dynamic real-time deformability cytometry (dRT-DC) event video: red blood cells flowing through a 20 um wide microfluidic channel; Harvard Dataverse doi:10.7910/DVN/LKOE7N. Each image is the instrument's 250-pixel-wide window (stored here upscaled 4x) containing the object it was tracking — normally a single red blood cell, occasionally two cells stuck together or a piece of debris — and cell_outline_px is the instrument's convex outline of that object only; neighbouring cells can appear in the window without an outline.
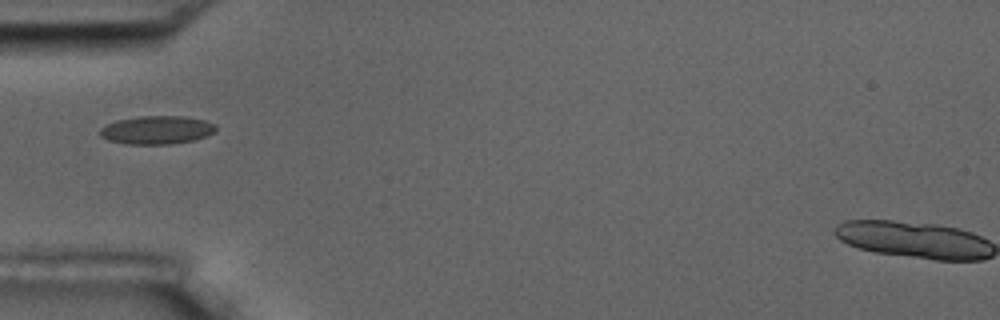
{"species": "common noctule bat (a hibernating species)", "species_latin": "Nyctalus noctula", "temperature_condition": "room temperature", "stored_images_in_passage": 16, "camera_frame_rate_fps": 3000, "um_per_image_px": 0.085, "animal": {"sex": "male", "body_mass_g": 17.5, "forearm_length_mm": 52.3}, "frame": {"image": 1, "passage_image": 5, "time_ms": 5.667, "image_size_px": [1000, 320], "cell_outline_px": [[216, 128], [212, 132], [204, 136], [192, 140], [168, 144], [128, 144], [108, 140], [100, 136], [100, 128], [116, 120], [140, 116], [184, 116], [204, 120], [216, 124]], "centroid_in_image_um": [13.3, 11.04], "position_along_channel_um": 71.7, "area_um2": 18.9}}
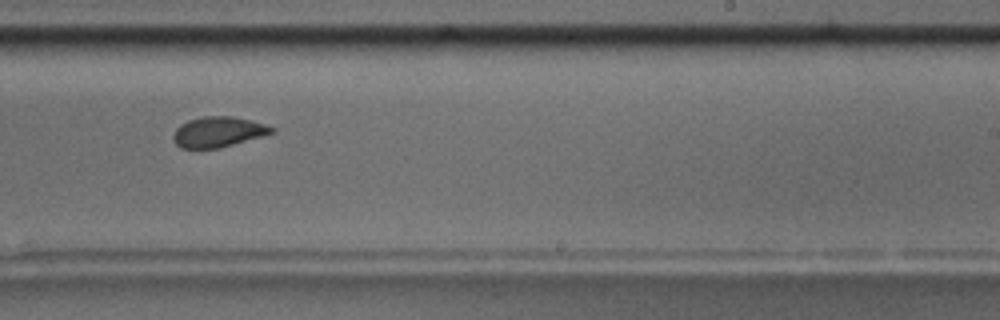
{"frame": {"image": 2, "passage_image": 10, "time_ms": 11.333, "image_size_px": [1000, 320], "cell_outline_px": [[276, 132], [232, 144], [216, 148], [180, 148], [172, 140], [172, 136], [176, 128], [180, 124], [188, 120], [204, 116], [232, 116], [252, 120], [276, 128]], "centroid_in_image_um": [18.53, 11.2], "position_along_channel_um": 270.5, "area_um2": 17.4}, "authors_computed_cell_mechanics": {"area_um2": 18.207, "velocity_mm_per_s": 3.5147, "shape_relaxation_time_tau1_ms": 3.7685, "shape_relaxation_time_tau2_ms": 1.5881, "deformation_change_tau1": 0.1055, "deformation_change_tau2": 0.0798}}